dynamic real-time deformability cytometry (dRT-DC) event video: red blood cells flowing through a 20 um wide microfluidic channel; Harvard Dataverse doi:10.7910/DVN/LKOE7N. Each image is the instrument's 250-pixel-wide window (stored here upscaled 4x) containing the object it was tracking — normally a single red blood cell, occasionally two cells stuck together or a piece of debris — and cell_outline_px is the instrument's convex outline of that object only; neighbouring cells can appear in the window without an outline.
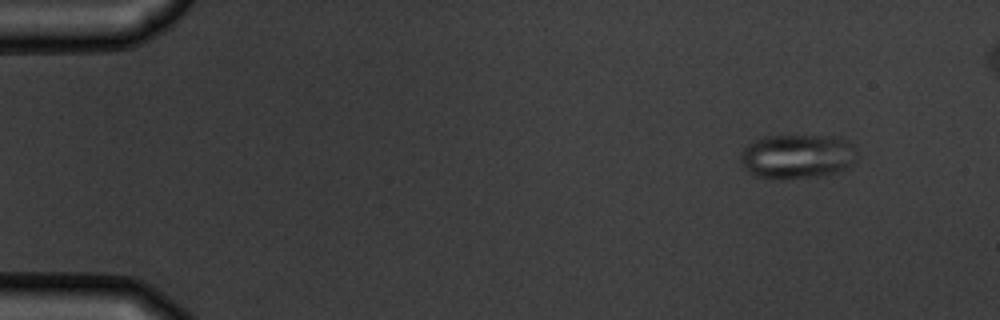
{"species": "common noctule bat (a hibernating species)", "species_latin": "Nyctalus noctula", "temperature_condition": "warm", "stored_images_in_passage": 6, "camera_frame_rate_fps": 3000, "um_per_image_px": 0.085, "animal": {"sex": "male", "body_mass_g": 19.5, "forearm_length_mm": 54.6}, "frame": {"image": 1, "passage_image": 2, "time_ms": 1.333, "image_size_px": [1000, 320], "cell_outline_px": [[856, 152], [852, 164], [836, 172], [820, 176], [784, 180], [768, 180], [752, 176], [744, 168], [740, 160], [740, 156], [744, 148], [748, 144], [764, 136], [840, 136], [848, 140], [856, 148]], "centroid_in_image_um": [67.73, 13.32], "position_along_channel_um": 17.3, "area_um2": 30.69}}